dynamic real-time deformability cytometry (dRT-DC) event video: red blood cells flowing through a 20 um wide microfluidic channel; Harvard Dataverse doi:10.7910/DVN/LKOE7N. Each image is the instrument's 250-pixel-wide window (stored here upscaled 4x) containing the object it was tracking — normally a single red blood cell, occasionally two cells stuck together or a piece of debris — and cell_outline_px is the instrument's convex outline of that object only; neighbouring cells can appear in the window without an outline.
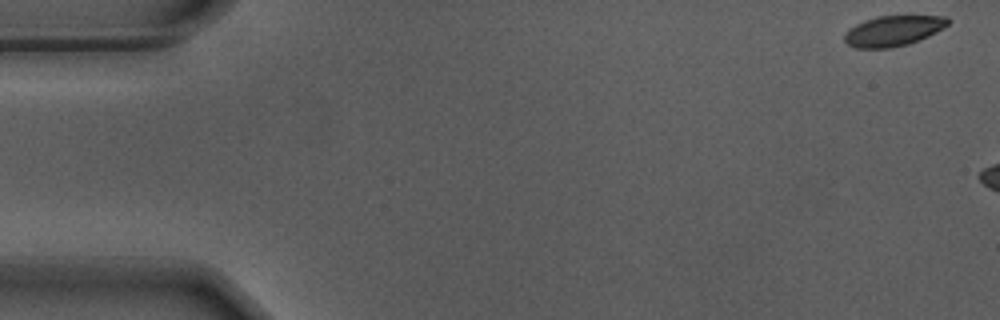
{"species": "Egyptian fruit bat (a non-hibernating species)", "species_latin": "Rousettus aegyptiacus", "temperature_condition": "warm", "stored_images_in_passage": 14, "camera_frame_rate_fps": 3000, "um_per_image_px": 0.085, "animal": {"sex": "male"}, "frame": {"image": 1, "passage_image": 1, "time_ms": 0.0, "image_size_px": [1000, 320], "cell_outline_px": [[948, 24], [944, 28], [920, 40], [908, 44], [892, 48], [856, 48], [848, 44], [844, 40], [844, 32], [848, 28], [864, 20], [876, 16], [948, 16]], "centroid_in_image_um": [75.9, 2.62], "position_along_channel_um": 9.1, "area_um2": 18.44}}
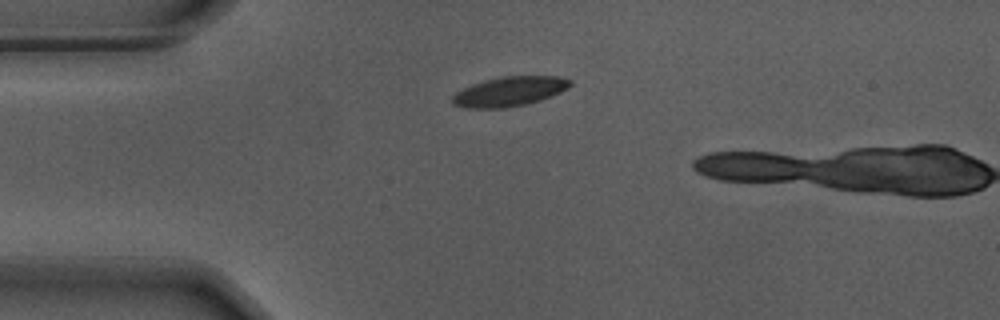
{"frame": {"image": 2, "passage_image": 13, "time_ms": 4.0, "image_size_px": [1000, 320], "cell_outline_px": [[572, 84], [568, 88], [552, 96], [540, 100], [524, 104], [504, 108], [464, 108], [452, 104], [452, 96], [456, 92], [472, 84], [484, 80], [500, 76], [560, 76], [572, 80]], "centroid_in_image_um": [43.31, 7.77], "position_along_channel_um": 41.7, "area_um2": 20.4}}